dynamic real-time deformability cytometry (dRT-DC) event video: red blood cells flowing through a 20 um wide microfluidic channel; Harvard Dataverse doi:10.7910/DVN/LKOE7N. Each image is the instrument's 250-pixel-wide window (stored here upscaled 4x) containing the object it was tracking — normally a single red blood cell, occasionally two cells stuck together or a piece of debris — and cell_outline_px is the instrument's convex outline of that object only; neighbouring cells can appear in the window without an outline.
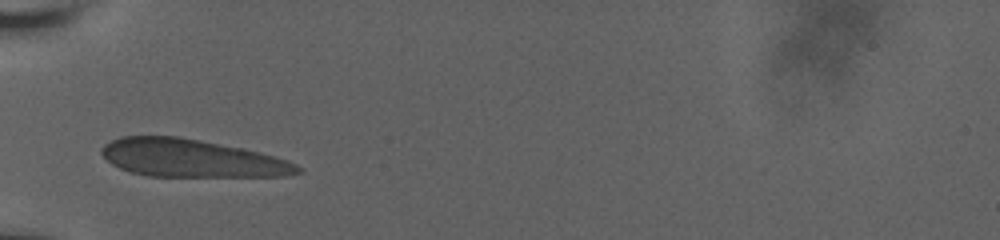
{"species": "human", "species_latin": "Homo sapiens", "temperature_condition": "room temperature", "stored_images_in_passage": 29, "camera_frame_rate_fps": 3000, "um_per_image_px": 0.085, "donor": {"sex": "male"}, "frame": {"image": 1, "passage_image": 1, "time_ms": 0.0, "image_size_px": [1000, 240], "cell_outline_px": [[304, 172], [284, 176], [148, 176], [132, 172], [120, 168], [112, 164], [100, 152], [100, 148], [104, 144], [120, 136], [176, 136], [200, 140], [244, 148], [276, 156], [288, 160], [304, 168]], "centroid_in_image_um": [16.32, 13.45], "position_along_channel_um": 68.7, "area_um2": 43.29}}
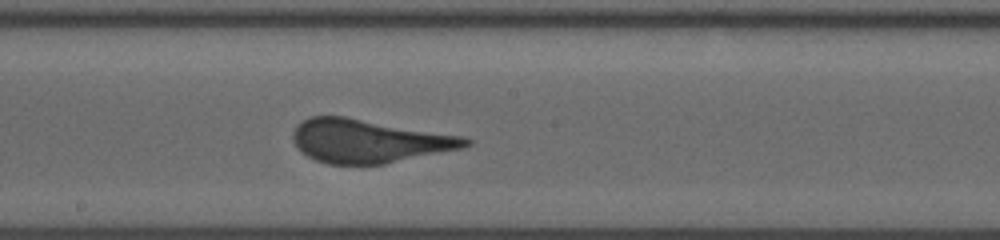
{"frame": {"image": 2, "passage_image": 13, "time_ms": 4.0, "image_size_px": [1000, 240], "cell_outline_px": [[472, 144], [464, 148], [384, 164], [328, 164], [316, 160], [300, 152], [296, 148], [292, 140], [292, 132], [296, 124], [312, 116], [344, 116], [464, 136], [472, 140]], "centroid_in_image_um": [31.34, 11.98], "position_along_channel_um": 216.9, "area_um2": 43.93}}
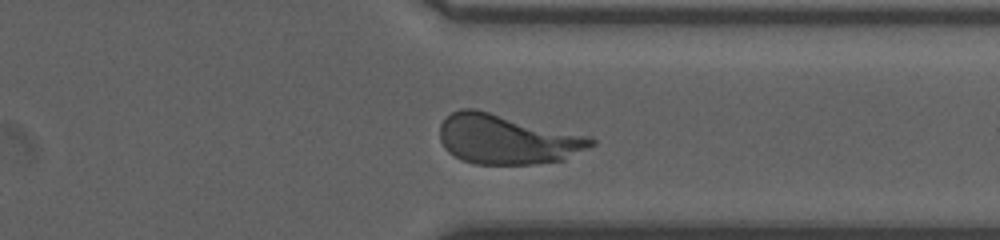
{"frame": {"image": 3, "passage_image": 25, "time_ms": 8.0, "image_size_px": [1000, 240], "cell_outline_px": [[596, 144], [564, 160], [532, 164], [476, 164], [460, 160], [448, 152], [444, 148], [440, 140], [440, 124], [452, 112], [460, 108], [476, 108], [588, 136], [596, 140]], "centroid_in_image_um": [43.07, 11.84], "position_along_channel_um": 368.3, "area_um2": 43.93}, "authors_computed_cell_mechanics": {"area_um2": 44.0436, "velocity_mm_per_s": 3.7863, "shape_relaxation_time_tau1_ms": 7.6263, "shape_relaxation_time_tau2_ms": null, "deformation_change_tau1": 0.1812, "deformation_change_tau2": null}}